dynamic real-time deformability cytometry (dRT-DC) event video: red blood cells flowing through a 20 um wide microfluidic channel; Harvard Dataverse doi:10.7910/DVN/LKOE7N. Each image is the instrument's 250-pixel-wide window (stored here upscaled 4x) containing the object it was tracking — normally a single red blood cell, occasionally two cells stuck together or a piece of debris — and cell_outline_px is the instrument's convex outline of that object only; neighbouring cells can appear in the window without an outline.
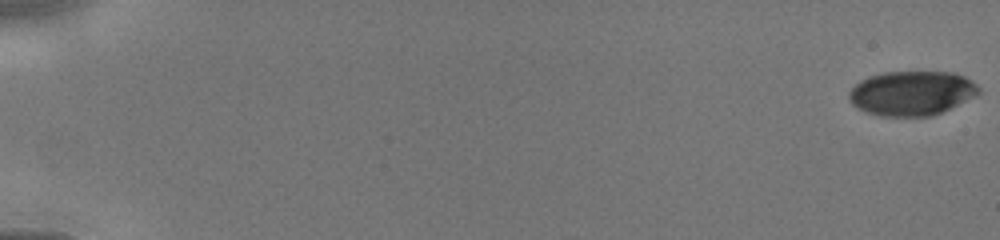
{"species": "human", "species_latin": "Homo sapiens", "temperature_condition": "cold", "stored_images_in_passage": 47, "camera_frame_rate_fps": 3000, "um_per_image_px": 0.085, "donor": {"sex": "male"}, "frame": {"image": 1, "passage_image": 1, "time_ms": 0.0, "image_size_px": [1000, 240], "cell_outline_px": [[980, 92], [932, 116], [880, 116], [868, 112], [852, 104], [848, 96], [848, 92], [860, 80], [868, 76], [884, 72], [952, 72], [964, 76], [972, 80], [980, 88]], "centroid_in_image_um": [77.46, 7.9], "position_along_channel_um": 7.5, "area_um2": 33.23}}
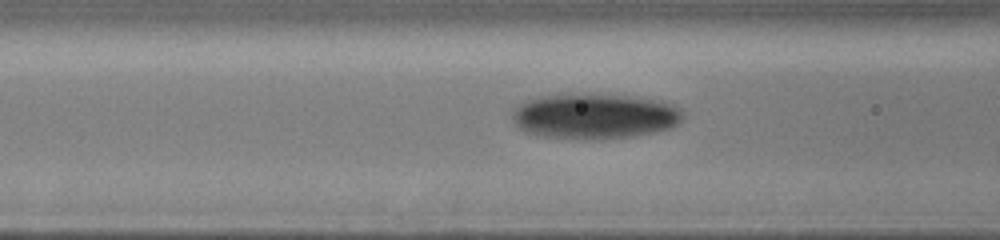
{"frame": {"image": 2, "passage_image": 24, "time_ms": 6.667, "image_size_px": [1000, 240], "cell_outline_px": [[684, 120], [672, 128], [632, 136], [600, 140], [576, 140], [536, 136], [524, 132], [516, 128], [512, 120], [512, 108], [524, 100], [556, 92], [564, 92], [640, 96], [672, 104], [680, 108], [684, 116]], "centroid_in_image_um": [50.46, 9.86], "position_along_channel_um": 116.1, "area_um2": 47.05}}
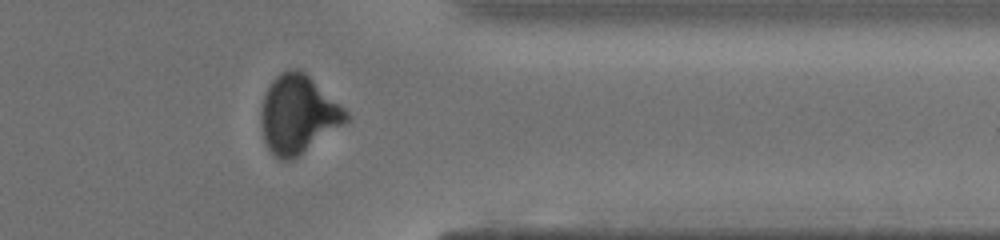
{"frame": {"image": 3, "passage_image": 40, "time_ms": 12.667, "image_size_px": [1000, 240], "cell_outline_px": [[348, 120], [344, 124], [292, 160], [280, 160], [268, 148], [264, 140], [260, 124], [260, 112], [264, 96], [272, 80], [276, 76], [288, 68], [300, 68], [344, 108], [348, 112]], "centroid_in_image_um": [25.31, 9.71], "position_along_channel_um": 386.1, "area_um2": 38.44}}